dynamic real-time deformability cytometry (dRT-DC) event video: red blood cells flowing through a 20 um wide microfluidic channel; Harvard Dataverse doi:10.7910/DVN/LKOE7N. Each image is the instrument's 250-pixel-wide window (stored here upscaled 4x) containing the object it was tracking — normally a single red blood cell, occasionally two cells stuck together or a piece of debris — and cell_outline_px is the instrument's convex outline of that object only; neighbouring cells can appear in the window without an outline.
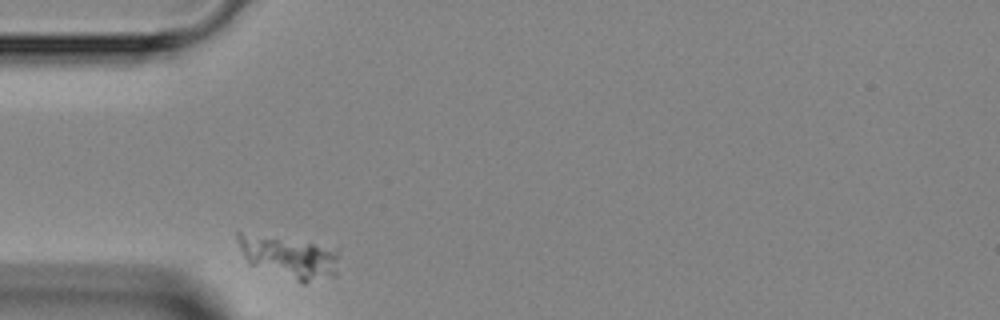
{"species": "Egyptian fruit bat (a non-hibernating species)", "species_latin": "Rousettus aegyptiacus", "temperature_condition": "room temperature", "stored_images_in_passage": 1, "camera_frame_rate_fps": 3000, "um_per_image_px": 0.085, "animal": {"sex": "female"}, "frame": {"image": 1, "passage_image": 1, "time_ms": 0.0, "image_size_px": [1000, 320], "cell_outline_px": [[340, 248], [336, 276], [304, 284], [300, 284], [248, 264], [236, 240], [236, 232], [240, 232]], "centroid_in_image_um": [24.62, 21.9], "position_along_channel_um": 60.4, "area_um2": 25.2}}